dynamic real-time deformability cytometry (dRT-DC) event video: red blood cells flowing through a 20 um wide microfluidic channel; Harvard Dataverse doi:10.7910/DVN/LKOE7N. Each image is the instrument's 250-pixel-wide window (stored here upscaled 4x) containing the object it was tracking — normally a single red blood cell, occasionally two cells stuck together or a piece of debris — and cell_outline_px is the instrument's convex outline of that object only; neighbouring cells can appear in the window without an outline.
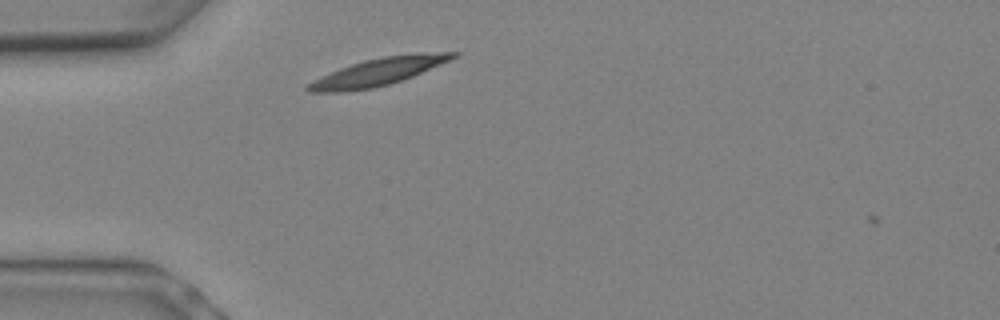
{"species": "Egyptian fruit bat (a non-hibernating species)", "species_latin": "Rousettus aegyptiacus", "temperature_condition": "warm", "stored_images_in_passage": 3, "camera_frame_rate_fps": 3000, "um_per_image_px": 0.085, "animal": {"sex": "female"}, "frame": {"image": 1, "passage_image": 2, "time_ms": 0.333, "image_size_px": [1000, 320], "cell_outline_px": [[460, 56], [452, 60], [412, 76], [388, 84], [372, 88], [340, 92], [308, 92], [304, 88], [308, 84], [340, 68], [364, 60], [384, 56], [440, 52], [460, 52]], "centroid_in_image_um": [32.2, 6.1], "position_along_channel_um": 52.8, "area_um2": 22.6}}